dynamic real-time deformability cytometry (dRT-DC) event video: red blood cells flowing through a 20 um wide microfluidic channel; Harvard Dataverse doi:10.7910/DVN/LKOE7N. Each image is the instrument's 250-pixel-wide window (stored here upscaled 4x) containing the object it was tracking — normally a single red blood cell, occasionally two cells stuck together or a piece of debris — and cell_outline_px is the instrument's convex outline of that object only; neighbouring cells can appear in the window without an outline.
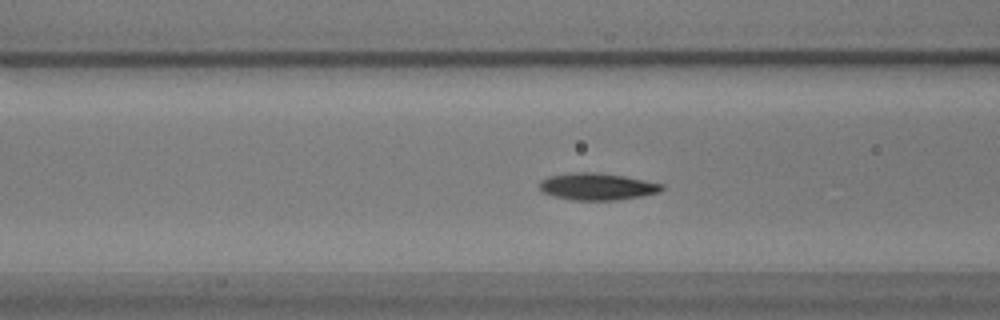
{"species": "common noctule bat (a hibernating species)", "species_latin": "Nyctalus noctula", "temperature_condition": "warm", "stored_images_in_passage": 59, "camera_frame_rate_fps": 3000, "um_per_image_px": 0.085, "animal": {"sex": "male", "body_mass_g": 17.9}, "frame": {"image": 1, "passage_image": 22, "time_ms": 7.0, "image_size_px": [1000, 320], "cell_outline_px": [[664, 188], [660, 192], [640, 196], [616, 200], [572, 200], [552, 196], [544, 192], [540, 188], [540, 180], [548, 176], [572, 172], [596, 172], [624, 176], [664, 184]], "centroid_in_image_um": [50.75, 15.85], "position_along_channel_um": 115.9, "area_um2": 19.25}}
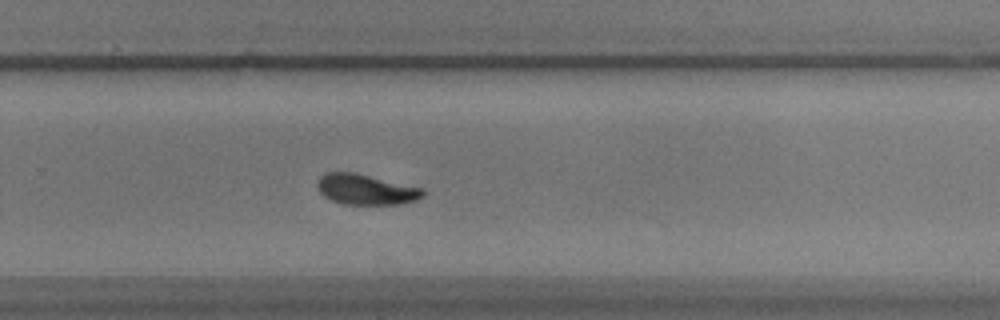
{"frame": {"image": 2, "passage_image": 38, "time_ms": 12.333, "image_size_px": [1000, 320], "cell_outline_px": [[424, 196], [416, 200], [400, 204], [344, 204], [332, 200], [324, 196], [320, 192], [316, 184], [320, 176], [324, 172], [356, 172], [424, 188]], "centroid_in_image_um": [31.11, 16.09], "position_along_channel_um": 298.7, "area_um2": 18.9}}
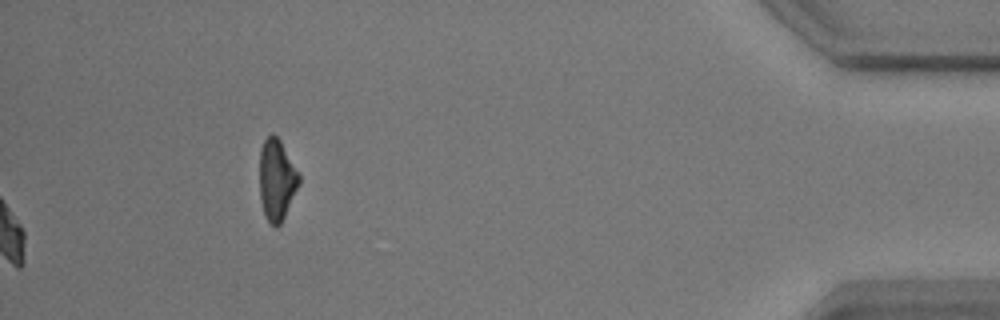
{"frame": {"image": 3, "passage_image": 59, "time_ms": 19.333, "image_size_px": [1000, 320], "cell_outline_px": [[300, 184], [280, 224], [276, 228], [264, 216], [260, 200], [260, 148], [264, 140], [272, 132], [280, 140], [300, 172]], "centroid_in_image_um": [23.53, 15.26], "position_along_channel_um": 411.7, "area_um2": 18.84}, "authors_computed_cell_mechanics": {"area_um2": 18.5538, "velocity_mm_per_s": 3.4375, "shape_relaxation_time_tau1_ms": 2.7955, "shape_relaxation_time_tau2_ms": 2.5641, "deformation_change_tau1": 0.1062, "deformation_change_tau2": 0.0715}}